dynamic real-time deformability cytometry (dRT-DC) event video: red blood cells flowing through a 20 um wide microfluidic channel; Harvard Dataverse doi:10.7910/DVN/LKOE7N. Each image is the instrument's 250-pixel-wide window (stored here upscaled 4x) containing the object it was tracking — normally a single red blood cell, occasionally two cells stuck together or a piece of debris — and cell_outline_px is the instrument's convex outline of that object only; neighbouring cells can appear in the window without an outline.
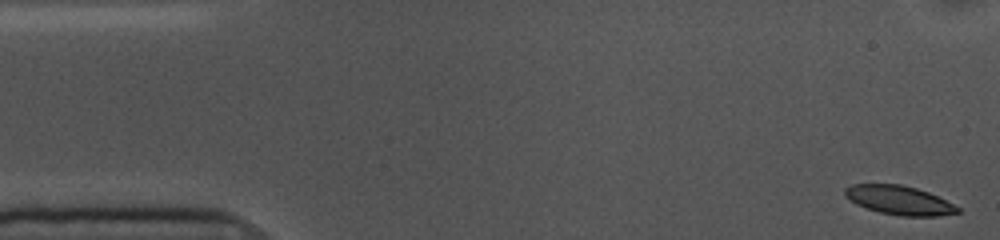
{"species": "common noctule bat (a hibernating species)", "species_latin": "Nyctalus noctula", "temperature_condition": "cold", "stored_images_in_passage": 54, "camera_frame_rate_fps": 3000, "um_per_image_px": 0.085, "animal": {"sex": "female", "body_mass_g": 10.0, "forearm_length_mm": 53.1}, "frame": {"image": 1, "passage_image": 1, "time_ms": 0.0, "image_size_px": [1000, 240], "cell_outline_px": [[960, 212], [936, 216], [900, 216], [880, 212], [856, 204], [844, 196], [844, 188], [852, 184], [900, 184], [916, 188], [928, 192], [960, 208]], "centroid_in_image_um": [76.39, 17.01], "position_along_channel_um": 8.6, "area_um2": 18.84}}
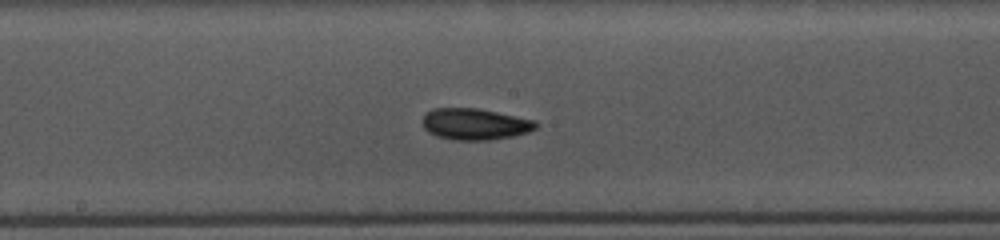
{"frame": {"image": 2, "passage_image": 27, "time_ms": 8.667, "image_size_px": [1000, 240], "cell_outline_px": [[536, 128], [528, 132], [512, 136], [488, 140], [456, 140], [436, 136], [428, 132], [424, 128], [424, 112], [432, 108], [476, 108], [536, 120]], "centroid_in_image_um": [40.34, 10.54], "position_along_channel_um": 207.9, "area_um2": 20.63}}
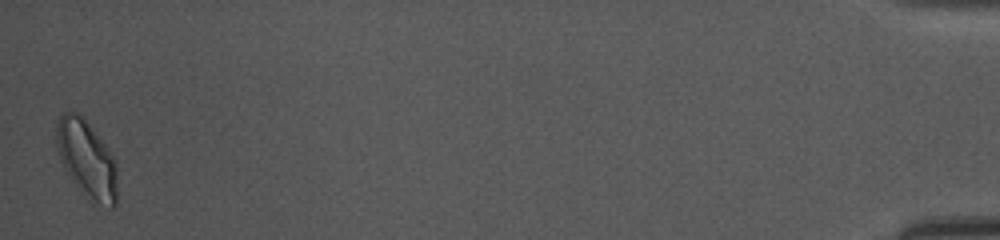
{"frame": {"image": 3, "passage_image": 54, "time_ms": 17.667, "image_size_px": [1000, 240], "cell_outline_px": [[116, 204], [112, 208], [108, 208], [92, 204], [72, 180], [64, 168], [60, 160], [56, 144], [56, 124], [60, 116], [64, 112], [76, 112], [84, 116], [108, 148], [116, 160]], "centroid_in_image_um": [7.38, 13.54], "position_along_channel_um": 427.8, "area_um2": 27.86}, "authors_computed_cell_mechanics": {"area_um2": 19.941, "velocity_mm_per_s": 3.5501, "shape_relaxation_time_tau1_ms": 5.0372, "shape_relaxation_time_tau2_ms": 4.6872, "deformation_change_tau1": 0.1403, "deformation_change_tau2": 0.0968}}